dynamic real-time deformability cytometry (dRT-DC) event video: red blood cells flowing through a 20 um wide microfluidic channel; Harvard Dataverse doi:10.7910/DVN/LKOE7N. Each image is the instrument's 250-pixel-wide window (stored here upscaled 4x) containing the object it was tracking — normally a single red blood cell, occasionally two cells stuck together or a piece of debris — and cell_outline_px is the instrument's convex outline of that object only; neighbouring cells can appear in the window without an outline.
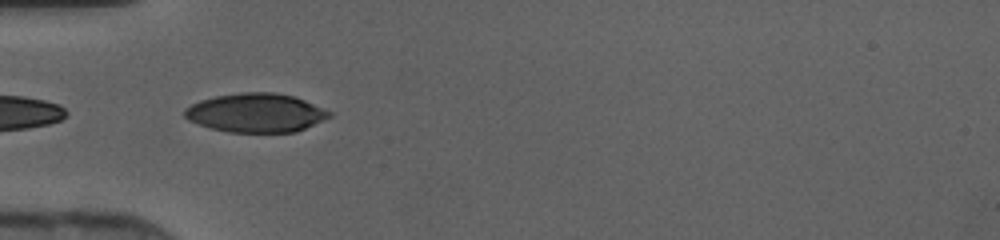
{"species": "human", "species_latin": "Homo sapiens", "temperature_condition": "cold", "stored_images_in_passage": 32, "camera_frame_rate_fps": 3000, "um_per_image_px": 0.085, "donor": {"sex": "female"}, "frame": {"image": 1, "passage_image": 1, "time_ms": 0.0, "image_size_px": [1000, 240], "cell_outline_px": [[332, 116], [296, 132], [228, 132], [212, 128], [188, 120], [184, 116], [184, 108], [200, 100], [216, 96], [240, 92], [276, 92], [292, 96], [304, 100], [332, 112]], "centroid_in_image_um": [21.75, 9.58], "position_along_channel_um": 63.3, "area_um2": 32.66}}
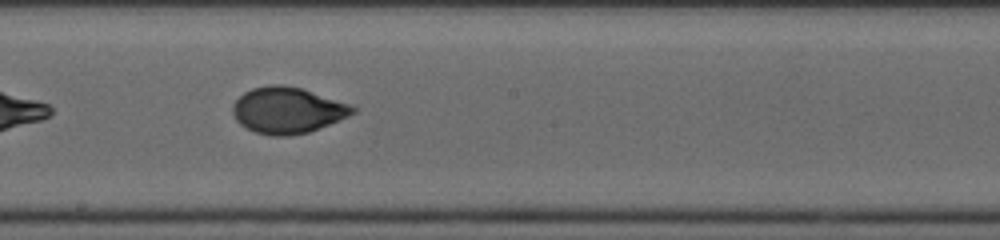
{"frame": {"image": 2, "passage_image": 12, "time_ms": 3.667, "image_size_px": [1000, 240], "cell_outline_px": [[356, 112], [348, 116], [308, 132], [288, 136], [272, 136], [256, 132], [240, 124], [236, 120], [232, 112], [232, 104], [244, 92], [252, 88], [272, 84], [284, 84], [300, 88], [348, 104], [356, 108]], "centroid_in_image_um": [24.39, 9.37], "position_along_channel_um": 223.8, "area_um2": 31.91}}
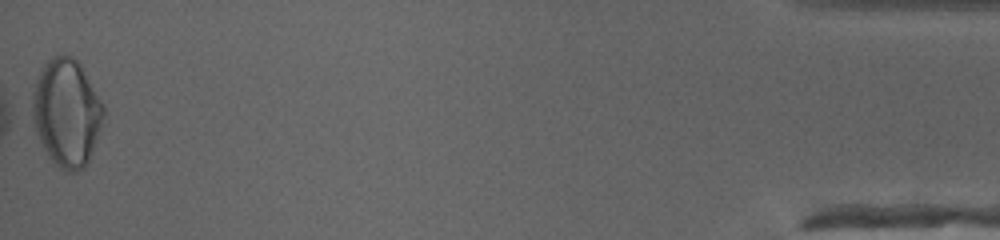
{"frame": {"image": 3, "passage_image": 32, "time_ms": 10.333, "image_size_px": [1000, 240], "cell_outline_px": [[104, 116], [92, 152], [88, 160], [76, 172], [68, 172], [60, 168], [48, 156], [24, 116], [36, 76], [40, 68], [48, 60], [56, 56], [72, 56], [80, 64], [104, 104]], "centroid_in_image_um": [5.54, 9.56], "position_along_channel_um": 429.7, "area_um2": 45.95}}